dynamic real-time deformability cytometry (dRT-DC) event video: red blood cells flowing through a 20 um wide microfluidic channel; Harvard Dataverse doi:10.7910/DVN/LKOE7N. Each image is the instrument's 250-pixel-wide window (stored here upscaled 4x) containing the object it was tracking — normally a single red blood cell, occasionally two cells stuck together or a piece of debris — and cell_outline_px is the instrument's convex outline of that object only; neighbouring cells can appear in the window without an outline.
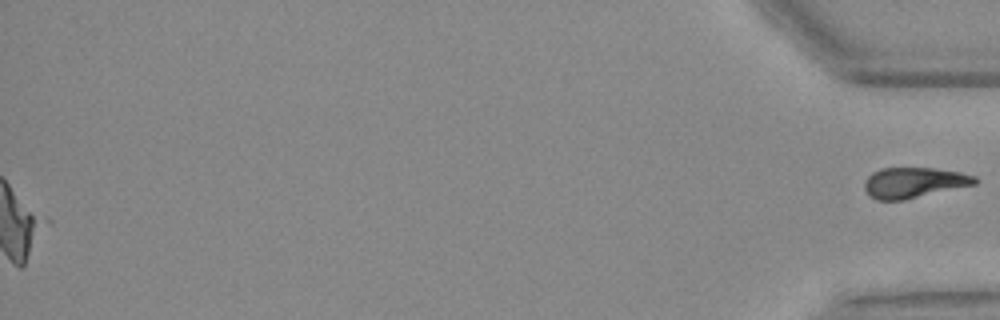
{"species": "Egyptian fruit bat (a non-hibernating species)", "species_latin": "Rousettus aegyptiacus", "temperature_condition": "warm", "stored_images_in_passage": 54, "segment_of_instrument_passage": [2, 2], "camera_frame_rate_fps": 3000, "um_per_image_px": 0.085, "animal": {"sex": "female"}, "frame": {"image": 1, "passage_image": 54, "time_ms": 17.667, "image_size_px": [1000, 320], "cell_outline_px": [[976, 184], [904, 200], [876, 200], [868, 196], [864, 188], [864, 184], [868, 176], [872, 172], [880, 168], [932, 168], [960, 172], [976, 176]], "centroid_in_image_um": [77.64, 15.53], "position_along_channel_um": 357.6, "area_um2": 19.65}}